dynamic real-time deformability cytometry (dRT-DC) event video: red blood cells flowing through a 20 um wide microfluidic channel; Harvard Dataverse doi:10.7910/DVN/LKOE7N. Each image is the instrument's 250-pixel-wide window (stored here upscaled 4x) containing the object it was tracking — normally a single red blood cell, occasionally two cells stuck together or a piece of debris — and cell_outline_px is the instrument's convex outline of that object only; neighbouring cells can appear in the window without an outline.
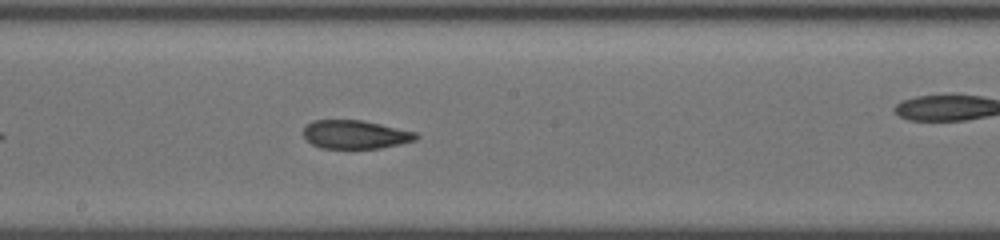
{"species": "common noctule bat (a hibernating species)", "species_latin": "Nyctalus noctula", "temperature_condition": "cold", "stored_images_in_passage": 21, "camera_frame_rate_fps": 3000, "um_per_image_px": 0.085, "animal": {"sex": "female", "body_mass_g": 19.5, "forearm_length_mm": 54.1}, "frame": {"image": 1, "passage_image": 15, "time_ms": 4.667, "image_size_px": [1000, 240], "cell_outline_px": [[420, 136], [416, 140], [400, 144], [380, 148], [320, 148], [312, 144], [304, 136], [304, 128], [312, 120], [360, 120], [380, 124], [416, 132]], "centroid_in_image_um": [30.22, 11.43], "position_along_channel_um": 218.0, "area_um2": 18.61}}
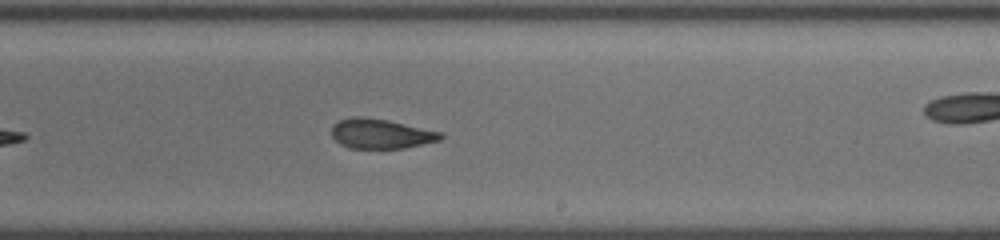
{"frame": {"image": 2, "passage_image": 18, "time_ms": 5.667, "image_size_px": [1000, 240], "cell_outline_px": [[444, 136], [440, 140], [404, 148], [348, 148], [340, 144], [332, 136], [332, 124], [340, 120], [352, 116], [364, 116], [388, 120], [444, 132]], "centroid_in_image_um": [32.38, 11.35], "position_along_channel_um": 256.6, "area_um2": 19.07}}